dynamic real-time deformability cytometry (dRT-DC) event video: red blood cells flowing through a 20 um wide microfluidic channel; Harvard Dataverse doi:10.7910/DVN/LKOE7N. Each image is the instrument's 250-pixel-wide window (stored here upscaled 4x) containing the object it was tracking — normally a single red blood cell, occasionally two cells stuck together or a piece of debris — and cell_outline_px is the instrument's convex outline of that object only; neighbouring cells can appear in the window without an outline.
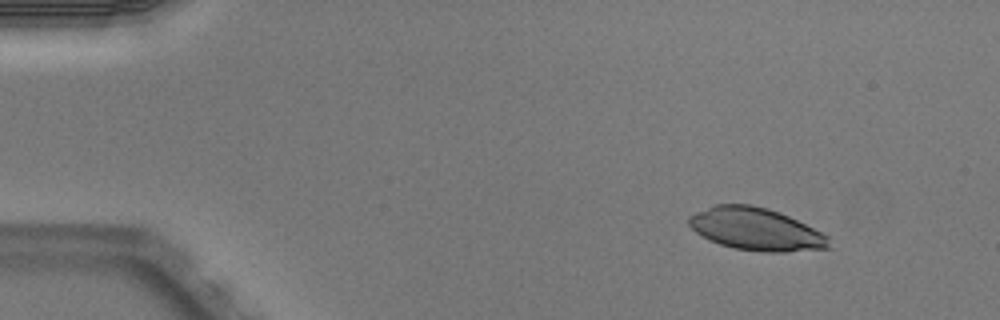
{"species": "Egyptian fruit bat (a non-hibernating species)", "species_latin": "Rousettus aegyptiacus", "temperature_condition": "warm", "stored_images_in_passage": 5, "camera_frame_rate_fps": 3000, "um_per_image_px": 0.085, "animal": {"sex": "male"}, "frame": {"image": 1, "passage_image": 2, "time_ms": 0.333, "image_size_px": [1000, 320], "cell_outline_px": [[832, 248], [788, 252], [760, 252], [732, 248], [708, 240], [696, 232], [688, 224], [688, 216], [696, 212], [716, 204], [752, 204], [768, 208], [788, 216], [828, 236]], "centroid_in_image_um": [64.24, 19.49], "position_along_channel_um": 20.8, "area_um2": 34.74}}